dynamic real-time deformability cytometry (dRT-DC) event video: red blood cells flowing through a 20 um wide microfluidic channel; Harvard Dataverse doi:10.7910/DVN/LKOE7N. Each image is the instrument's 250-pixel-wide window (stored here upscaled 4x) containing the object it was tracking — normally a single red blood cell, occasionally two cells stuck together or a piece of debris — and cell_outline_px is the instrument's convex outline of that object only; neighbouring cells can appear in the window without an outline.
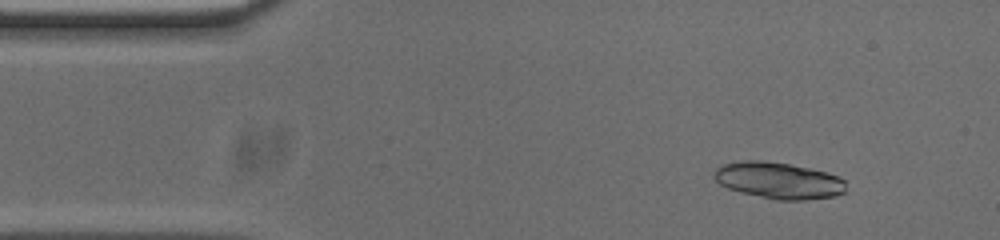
{"species": "common noctule bat (a hibernating species)", "species_latin": "Nyctalus noctula", "temperature_condition": "cold", "stored_images_in_passage": 52, "segment_of_instrument_passage": [1, 2], "camera_frame_rate_fps": 3000, "um_per_image_px": 0.085, "animal": {"sex": "male", "body_mass_g": 20.0, "forearm_length_mm": 53.3}, "frame": {"image": 1, "passage_image": 5, "time_ms": 1.333, "image_size_px": [1000, 240], "cell_outline_px": [[844, 192], [836, 196], [804, 200], [776, 200], [740, 192], [728, 188], [720, 184], [712, 176], [712, 172], [716, 168], [724, 164], [748, 160], [764, 160], [788, 164], [828, 172], [840, 176], [844, 180]], "centroid_in_image_um": [66.17, 15.34], "position_along_channel_um": 18.8, "area_um2": 28.09}}